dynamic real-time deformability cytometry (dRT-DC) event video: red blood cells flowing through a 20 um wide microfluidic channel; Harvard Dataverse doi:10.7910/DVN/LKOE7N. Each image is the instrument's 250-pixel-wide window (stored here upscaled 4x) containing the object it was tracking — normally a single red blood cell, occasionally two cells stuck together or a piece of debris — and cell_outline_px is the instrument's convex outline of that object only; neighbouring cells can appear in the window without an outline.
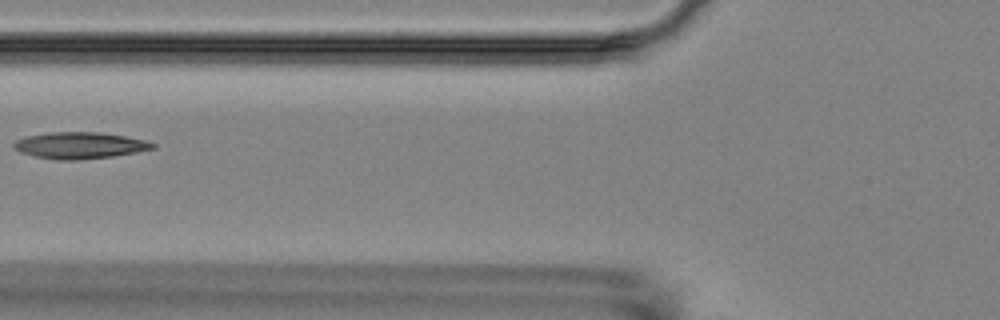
{"species": "Egyptian fruit bat (a non-hibernating species)", "species_latin": "Rousettus aegyptiacus", "temperature_condition": "room temperature", "stored_images_in_passage": 15, "camera_frame_rate_fps": 3000, "um_per_image_px": 0.085, "animal": {"sex": "female"}, "frame": {"image": 1, "passage_image": 5, "time_ms": 4.667, "image_size_px": [1000, 320], "cell_outline_px": [[156, 148], [136, 152], [112, 156], [76, 160], [56, 160], [32, 156], [20, 152], [12, 148], [12, 144], [16, 140], [24, 136], [48, 132], [100, 132], [148, 140], [156, 144]], "centroid_in_image_um": [6.74, 12.35], "position_along_channel_um": 119.1, "area_um2": 21.73}}
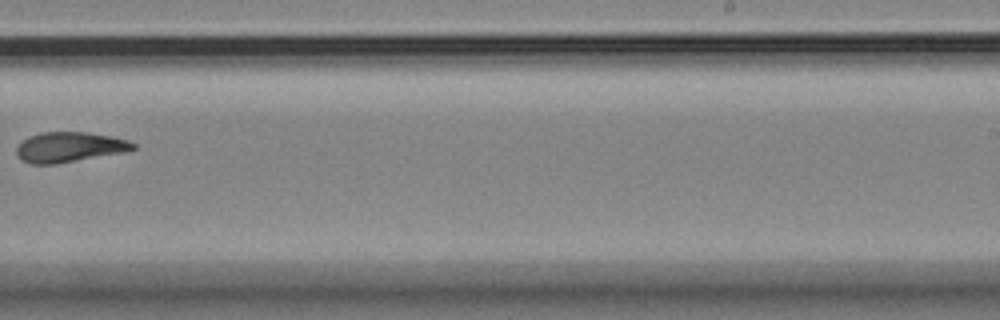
{"frame": {"image": 2, "passage_image": 9, "time_ms": 9.333, "image_size_px": [1000, 320], "cell_outline_px": [[136, 148], [128, 152], [56, 164], [32, 164], [20, 160], [16, 156], [16, 148], [28, 136], [40, 132], [88, 132], [112, 136], [128, 140], [136, 144]], "centroid_in_image_um": [5.92, 12.51], "position_along_channel_um": 283.1, "area_um2": 20.81}}
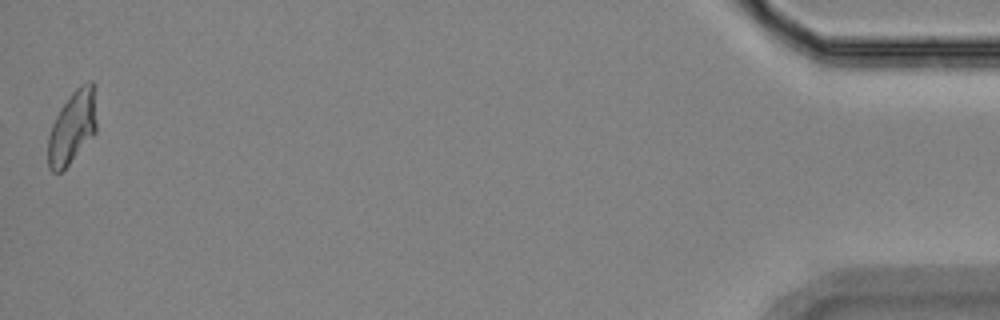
{"frame": {"image": 3, "passage_image": 15, "time_ms": 16.0, "image_size_px": [1000, 320], "cell_outline_px": [[96, 132], [68, 164], [60, 172], [52, 172], [48, 168], [48, 136], [52, 124], [60, 108], [72, 92], [80, 84], [88, 80], [92, 80], [96, 84]], "centroid_in_image_um": [6.17, 10.74], "position_along_channel_um": 429.0, "area_um2": 20.87}, "authors_computed_cell_mechanics": {"area_um2": 20.9814, "velocity_mm_per_s": 3.5278, "shape_relaxation_time_tau1_ms": null, "shape_relaxation_time_tau2_ms": 3.7974, "deformation_change_tau1": null, "deformation_change_tau2": 0.1113}}